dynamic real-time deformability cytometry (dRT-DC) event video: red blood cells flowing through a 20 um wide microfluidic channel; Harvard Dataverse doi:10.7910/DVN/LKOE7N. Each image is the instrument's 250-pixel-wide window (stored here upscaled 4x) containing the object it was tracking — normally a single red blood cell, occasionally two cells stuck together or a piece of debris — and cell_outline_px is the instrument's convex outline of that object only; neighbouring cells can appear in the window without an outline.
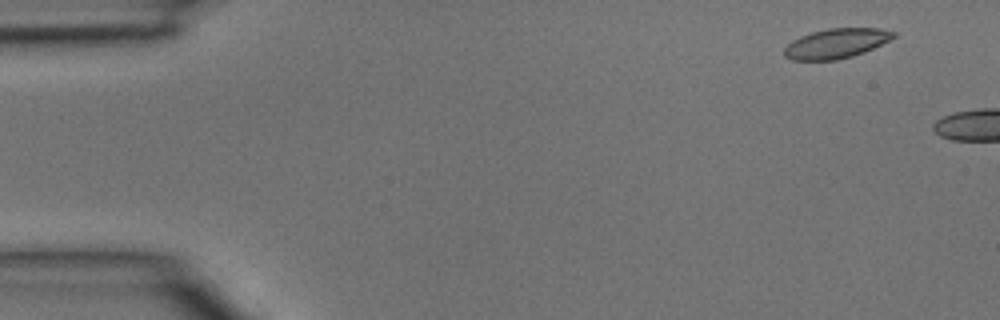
{"species": "common noctule bat (a hibernating species)", "species_latin": "Nyctalus noctula", "temperature_condition": "room temperature", "stored_images_in_passage": 3, "camera_frame_rate_fps": 3000, "um_per_image_px": 0.085, "animal": {"sex": "male", "body_mass_g": 15.6}, "frame": {"image": 1, "passage_image": 1, "time_ms": 0.0, "image_size_px": [1000, 320], "cell_outline_px": [[896, 36], [864, 52], [852, 56], [836, 60], [792, 60], [784, 56], [784, 48], [792, 40], [800, 36], [812, 32], [828, 28], [880, 28], [896, 32]], "centroid_in_image_um": [71.05, 3.69], "position_along_channel_um": 13.9, "area_um2": 18.84}}